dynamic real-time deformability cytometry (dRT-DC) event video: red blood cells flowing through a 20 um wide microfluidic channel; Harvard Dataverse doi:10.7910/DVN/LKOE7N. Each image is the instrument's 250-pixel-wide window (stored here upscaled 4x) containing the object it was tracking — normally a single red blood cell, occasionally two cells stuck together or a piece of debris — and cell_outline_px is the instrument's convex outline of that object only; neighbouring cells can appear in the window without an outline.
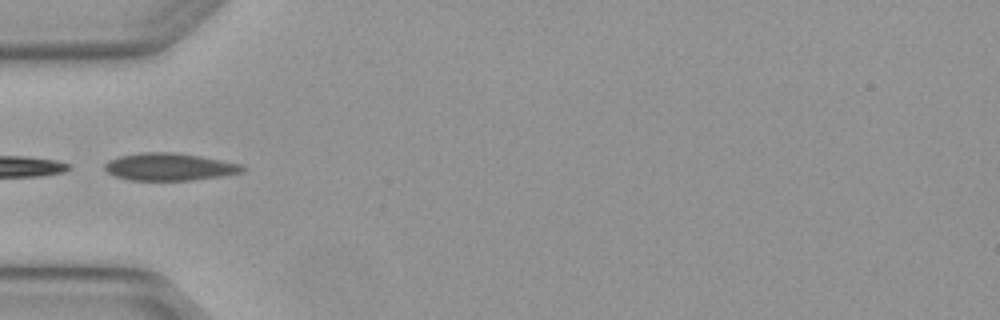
{"species": "Egyptian fruit bat (a non-hibernating species)", "species_latin": "Rousettus aegyptiacus", "temperature_condition": "warm", "stored_images_in_passage": 1, "camera_frame_rate_fps": 3000, "um_per_image_px": 0.085, "animal": {"sex": "female"}, "frame": {"image": 1, "passage_image": 1, "time_ms": 0.0, "image_size_px": [1000, 320], "cell_outline_px": [[248, 168], [244, 172], [224, 176], [192, 180], [128, 180], [112, 176], [104, 168], [104, 164], [108, 160], [120, 156], [144, 152], [172, 152], [200, 156], [244, 164]], "centroid_in_image_um": [14.45, 14.19], "position_along_channel_um": 70.6, "area_um2": 22.31}}